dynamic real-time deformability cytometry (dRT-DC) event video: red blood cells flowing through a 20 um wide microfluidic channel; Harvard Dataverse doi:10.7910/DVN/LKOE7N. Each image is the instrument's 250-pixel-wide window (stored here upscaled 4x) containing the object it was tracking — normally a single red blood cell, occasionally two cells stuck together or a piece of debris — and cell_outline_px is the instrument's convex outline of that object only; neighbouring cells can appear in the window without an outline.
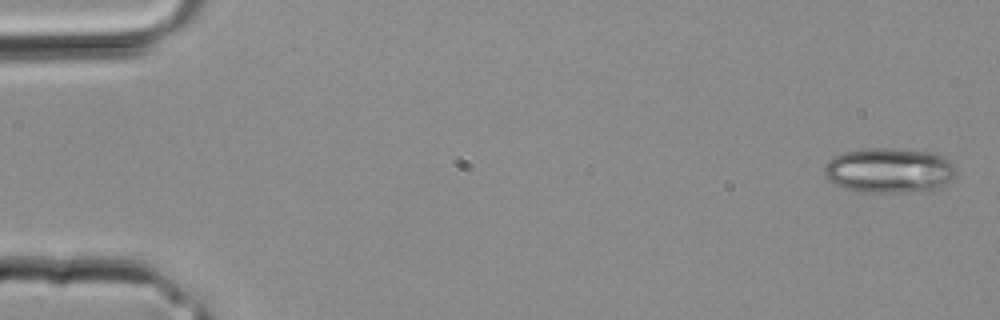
{"species": "common noctule bat (a hibernating species)", "species_latin": "Nyctalus noctula", "temperature_condition": "room temperature", "stored_images_in_passage": 2, "camera_frame_rate_fps": 3000, "um_per_image_px": 0.085, "animal": {"sex": "male", "body_mass_g": 20.4}, "frame": {"image": 1, "passage_image": 1, "time_ms": 0.0, "image_size_px": [1000, 320], "cell_outline_px": [[956, 172], [940, 188], [932, 192], [856, 192], [836, 184], [828, 180], [824, 176], [824, 168], [828, 160], [832, 156], [844, 152], [868, 148], [896, 148], [928, 152], [944, 156], [956, 164]], "centroid_in_image_um": [75.6, 14.49], "position_along_channel_um": 9.4, "area_um2": 35.08}}